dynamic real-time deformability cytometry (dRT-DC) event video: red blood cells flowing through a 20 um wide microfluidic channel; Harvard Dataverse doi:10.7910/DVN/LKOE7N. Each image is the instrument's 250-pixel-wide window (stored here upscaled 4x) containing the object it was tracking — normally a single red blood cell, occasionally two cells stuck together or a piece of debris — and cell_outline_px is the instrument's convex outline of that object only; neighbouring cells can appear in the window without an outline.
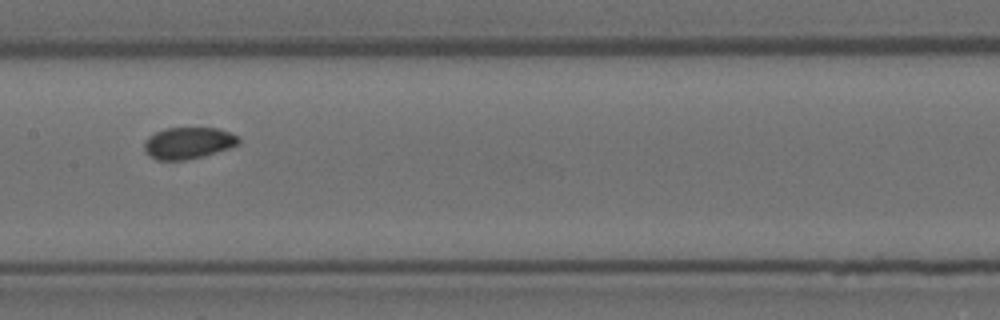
{"species": "Egyptian fruit bat (a non-hibernating species)", "species_latin": "Rousettus aegyptiacus", "temperature_condition": "room temperature", "stored_images_in_passage": 17, "camera_frame_rate_fps": 3000, "um_per_image_px": 0.085, "animal": {"sex": "female"}, "frame": {"image": 1, "passage_image": 8, "time_ms": 2.333, "image_size_px": [1000, 320], "cell_outline_px": [[240, 140], [236, 144], [228, 148], [200, 156], [184, 160], [156, 160], [148, 156], [144, 152], [144, 140], [148, 136], [164, 128], [220, 128], [240, 136]], "centroid_in_image_um": [15.95, 12.14], "position_along_channel_um": 191.5, "area_um2": 17.4}}
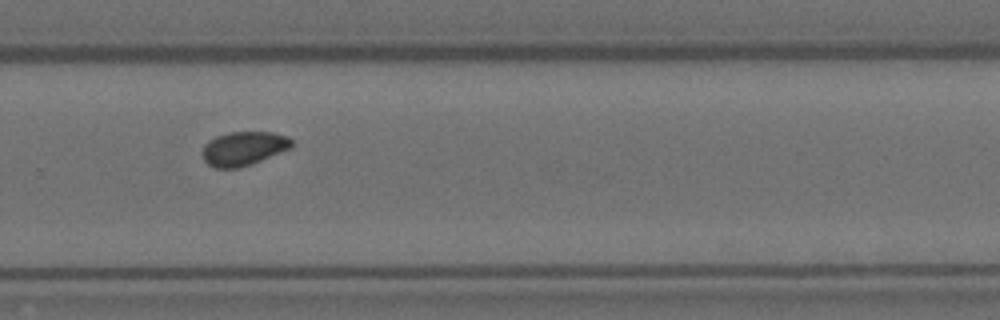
{"frame": {"image": 2, "passage_image": 11, "time_ms": 3.333, "image_size_px": [1000, 320], "cell_outline_px": [[292, 148], [252, 164], [240, 168], [216, 168], [208, 164], [204, 160], [204, 144], [208, 140], [216, 136], [228, 132], [272, 132], [288, 136], [292, 140]], "centroid_in_image_um": [20.73, 12.62], "position_along_channel_um": 309.1, "area_um2": 17.74}}
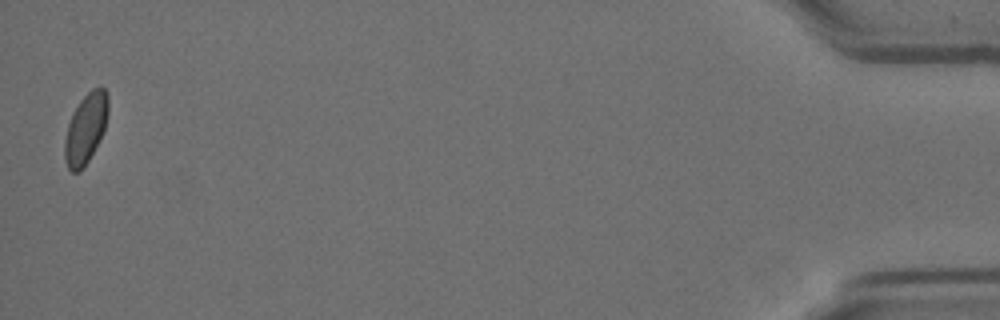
{"frame": {"image": 3, "passage_image": 16, "time_ms": 5.0, "image_size_px": [1000, 320], "cell_outline_px": [[108, 112], [104, 132], [88, 160], [80, 172], [72, 172], [68, 168], [64, 160], [64, 144], [68, 124], [72, 112], [80, 100], [92, 88], [104, 88], [108, 96]], "centroid_in_image_um": [7.28, 10.93], "position_along_channel_um": 427.9, "area_um2": 17.74}}